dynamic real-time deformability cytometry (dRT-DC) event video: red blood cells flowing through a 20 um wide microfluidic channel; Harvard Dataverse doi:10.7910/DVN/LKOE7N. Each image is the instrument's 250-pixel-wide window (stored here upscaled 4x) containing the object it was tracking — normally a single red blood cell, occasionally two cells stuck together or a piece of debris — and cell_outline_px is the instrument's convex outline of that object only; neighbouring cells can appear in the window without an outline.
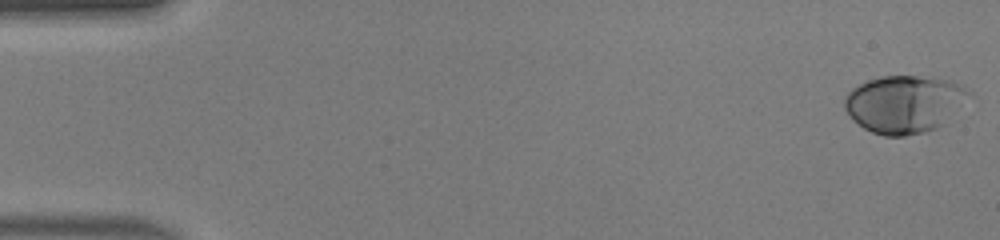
{"species": "human", "species_latin": "Homo sapiens", "temperature_condition": "warm", "stored_images_in_passage": 47, "camera_frame_rate_fps": 3000, "um_per_image_px": 0.085, "donor": {"sex": "male"}, "frame": {"image": 1, "passage_image": 1, "time_ms": 0.0, "image_size_px": [1000, 240], "cell_outline_px": [[972, 92], [936, 128], [924, 132], [904, 136], [884, 136], [872, 132], [864, 128], [844, 108], [844, 96], [852, 88], [868, 80], [884, 76], [916, 76], [952, 80]], "centroid_in_image_um": [76.81, 8.82], "position_along_channel_um": 8.2, "area_um2": 40.75}}
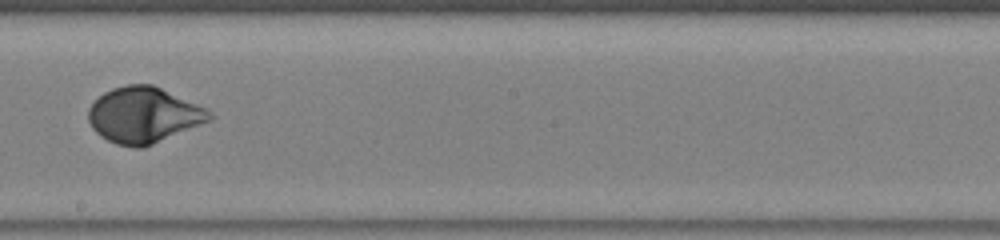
{"frame": {"image": 2, "passage_image": 27, "time_ms": 8.667, "image_size_px": [1000, 240], "cell_outline_px": [[216, 116], [212, 120], [152, 144], [140, 148], [136, 148], [116, 144], [100, 136], [92, 128], [88, 120], [88, 108], [104, 92], [112, 88], [128, 84], [152, 84], [208, 108]], "centroid_in_image_um": [12.24, 9.77], "position_along_channel_um": 236.0, "area_um2": 39.48}}
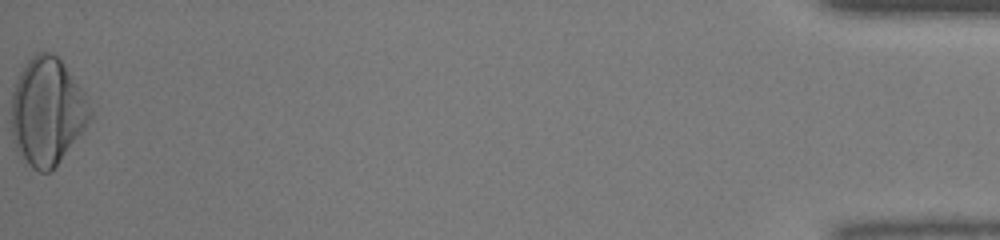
{"frame": {"image": 3, "passage_image": 47, "time_ms": 15.333, "image_size_px": [1000, 240], "cell_outline_px": [[92, 116], [84, 128], [56, 164], [48, 172], [40, 172], [32, 168], [16, 152], [12, 140], [12, 92], [16, 80], [24, 64], [36, 52], [52, 52], [60, 56], [84, 92], [92, 112]], "centroid_in_image_um": [3.99, 9.43], "position_along_channel_um": 431.2, "area_um2": 49.25}, "authors_computed_cell_mechanics": {"area_um2": 38.726, "velocity_mm_per_s": 4.4184, "shape_relaxation_time_tau1_ms": 2.8, "shape_relaxation_time_tau2_ms": null, "deformation_change_tau1": 0.1704, "deformation_change_tau2": null}}